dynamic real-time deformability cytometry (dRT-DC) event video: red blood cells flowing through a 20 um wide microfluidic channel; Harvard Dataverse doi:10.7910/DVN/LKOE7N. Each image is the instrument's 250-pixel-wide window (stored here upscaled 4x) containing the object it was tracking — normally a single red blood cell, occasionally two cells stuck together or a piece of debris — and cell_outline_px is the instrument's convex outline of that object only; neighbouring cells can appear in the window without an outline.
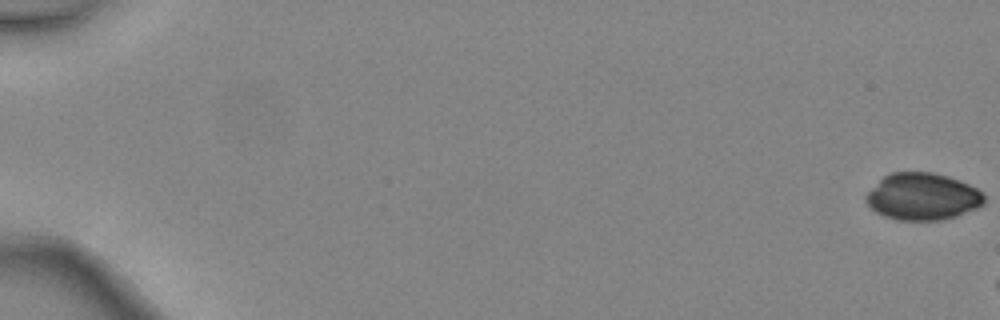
{"species": "common noctule bat (a hibernating species)", "species_latin": "Nyctalus noctula", "temperature_condition": "warm", "stored_images_in_passage": 7, "segment_of_instrument_passage": [1, 2], "camera_frame_rate_fps": 3000, "um_per_image_px": 0.085, "animal": {"sex": "female", "body_mass_g": 24.6, "forearm_length_mm": 56.2}, "frame": {"image": 1, "passage_image": 1, "time_ms": 0.0, "image_size_px": [1000, 320], "cell_outline_px": [[984, 204], [976, 208], [956, 216], [940, 220], [896, 220], [884, 216], [876, 212], [864, 200], [864, 196], [884, 176], [892, 172], [932, 172], [948, 176], [960, 180], [976, 188], [984, 196]], "centroid_in_image_um": [78.41, 16.71], "position_along_channel_um": 6.6, "area_um2": 32.25}}